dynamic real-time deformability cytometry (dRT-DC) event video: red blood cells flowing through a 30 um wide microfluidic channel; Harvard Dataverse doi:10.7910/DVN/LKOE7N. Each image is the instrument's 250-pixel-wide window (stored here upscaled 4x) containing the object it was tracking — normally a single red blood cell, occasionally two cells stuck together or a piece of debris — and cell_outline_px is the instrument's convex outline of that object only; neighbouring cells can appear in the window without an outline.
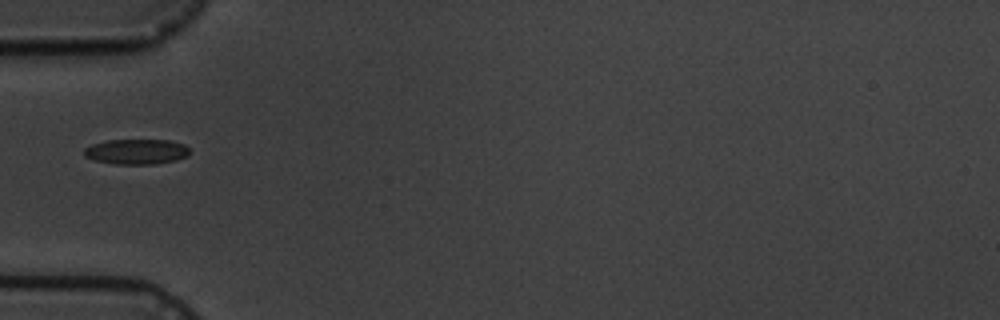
{"species": "common noctule bat (a hibernating species)", "species_latin": "Nyctalus noctula", "temperature_condition": "cold", "stored_images_in_passage": 5, "camera_frame_rate_fps": 3000, "um_per_image_px": 0.085, "animal": {"sex": "male", "body_mass_g": 19.5, "forearm_length_mm": 54.6}, "frame": {"image": 1, "passage_image": 4, "time_ms": 3.667, "image_size_px": [1000, 320], "cell_outline_px": [[188, 156], [176, 160], [156, 164], [112, 164], [96, 160], [84, 156], [84, 148], [92, 144], [108, 140], [168, 140], [184, 144], [188, 148]], "centroid_in_image_um": [11.59, 12.89], "position_along_channel_um": 73.4, "area_um2": 15.49}}
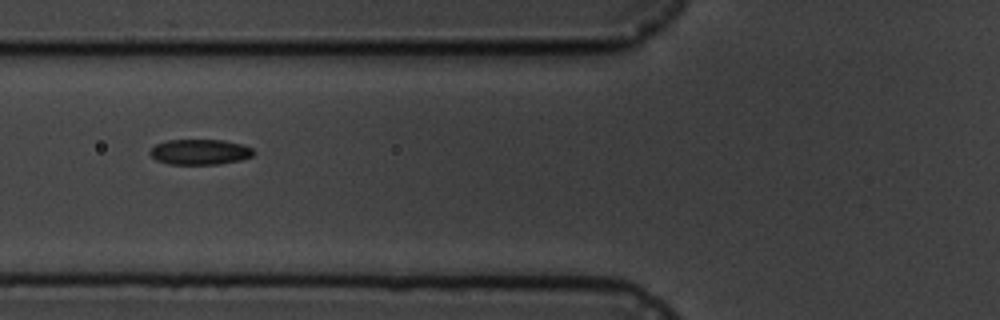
{"frame": {"image": 2, "passage_image": 5, "time_ms": 4.667, "image_size_px": [1000, 320], "cell_outline_px": [[256, 152], [252, 156], [240, 160], [216, 164], [168, 164], [156, 160], [148, 152], [156, 144], [168, 140], [224, 140], [240, 144], [252, 148]], "centroid_in_image_um": [16.99, 12.91], "position_along_channel_um": 108.8, "area_um2": 15.26}}